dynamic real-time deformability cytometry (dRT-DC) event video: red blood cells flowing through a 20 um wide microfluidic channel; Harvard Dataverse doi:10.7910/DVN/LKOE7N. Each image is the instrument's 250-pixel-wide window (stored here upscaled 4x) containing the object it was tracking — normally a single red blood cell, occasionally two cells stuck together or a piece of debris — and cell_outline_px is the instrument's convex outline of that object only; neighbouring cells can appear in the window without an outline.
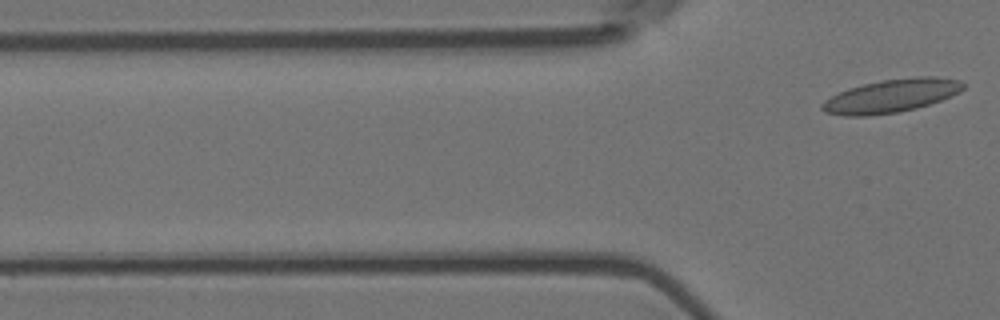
{"species": "Egyptian fruit bat (a non-hibernating species)", "species_latin": "Rousettus aegyptiacus", "temperature_condition": "room temperature", "stored_images_in_passage": 3, "camera_frame_rate_fps": 3000, "um_per_image_px": 0.085, "animal": {"sex": "female"}, "frame": {"image": 1, "passage_image": 3, "time_ms": 0.667, "image_size_px": [1000, 320], "cell_outline_px": [[964, 88], [960, 92], [940, 100], [916, 108], [900, 112], [868, 116], [844, 116], [824, 112], [820, 108], [820, 104], [824, 100], [848, 88], [864, 84], [884, 80], [916, 76], [936, 76], [960, 80], [964, 84]], "centroid_in_image_um": [75.74, 8.15], "position_along_channel_um": 50.1, "area_um2": 27.4}}